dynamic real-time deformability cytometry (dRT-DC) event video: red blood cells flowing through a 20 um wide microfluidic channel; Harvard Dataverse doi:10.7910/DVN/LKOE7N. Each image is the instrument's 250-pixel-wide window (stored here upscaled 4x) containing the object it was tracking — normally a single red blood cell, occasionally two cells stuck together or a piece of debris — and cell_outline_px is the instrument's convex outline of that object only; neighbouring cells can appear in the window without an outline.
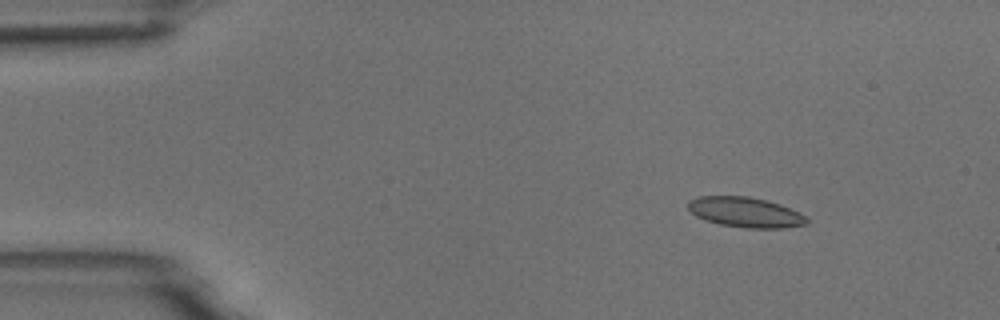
{"species": "common noctule bat (a hibernating species)", "species_latin": "Nyctalus noctula", "temperature_condition": "room temperature", "stored_images_in_passage": 8, "camera_frame_rate_fps": 3000, "um_per_image_px": 0.085, "animal": {"sex": "male", "body_mass_g": 18.8}, "frame": {"image": 1, "passage_image": 1, "time_ms": 0.0, "image_size_px": [1000, 320], "cell_outline_px": [[808, 224], [784, 228], [748, 228], [720, 224], [704, 220], [696, 216], [688, 208], [688, 200], [696, 196], [748, 196], [768, 200], [780, 204], [808, 216]], "centroid_in_image_um": [63.37, 18.03], "position_along_channel_um": 21.6, "area_um2": 21.04}}
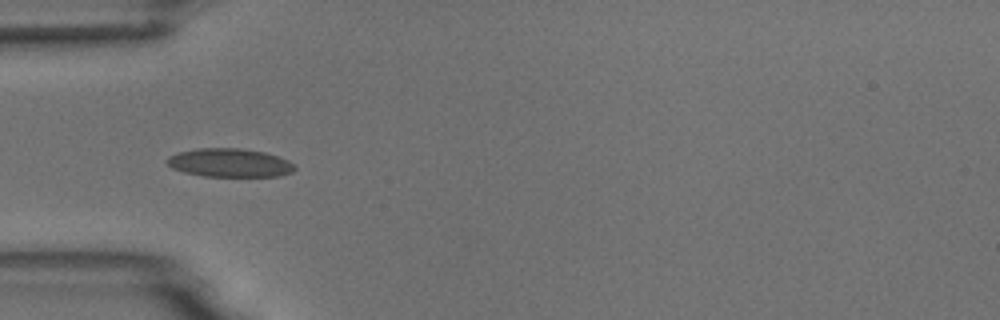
{"frame": {"image": 2, "passage_image": 4, "time_ms": 3.333, "image_size_px": [1000, 320], "cell_outline_px": [[296, 168], [292, 172], [280, 176], [204, 176], [184, 172], [172, 168], [164, 160], [168, 156], [176, 152], [196, 148], [240, 148], [264, 152], [288, 160], [296, 164]], "centroid_in_image_um": [19.5, 13.83], "position_along_channel_um": 65.5, "area_um2": 21.39}}
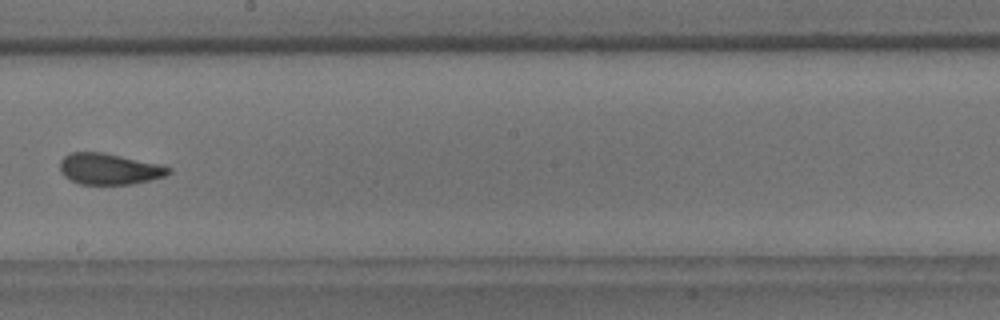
{"frame": {"image": 3, "passage_image": 8, "time_ms": 8.0, "image_size_px": [1000, 320], "cell_outline_px": [[172, 172], [164, 176], [132, 184], [80, 184], [64, 176], [60, 172], [60, 160], [64, 156], [72, 152], [104, 152], [160, 164], [172, 168]], "centroid_in_image_um": [9.28, 14.35], "position_along_channel_um": 238.9, "area_um2": 19.71}}